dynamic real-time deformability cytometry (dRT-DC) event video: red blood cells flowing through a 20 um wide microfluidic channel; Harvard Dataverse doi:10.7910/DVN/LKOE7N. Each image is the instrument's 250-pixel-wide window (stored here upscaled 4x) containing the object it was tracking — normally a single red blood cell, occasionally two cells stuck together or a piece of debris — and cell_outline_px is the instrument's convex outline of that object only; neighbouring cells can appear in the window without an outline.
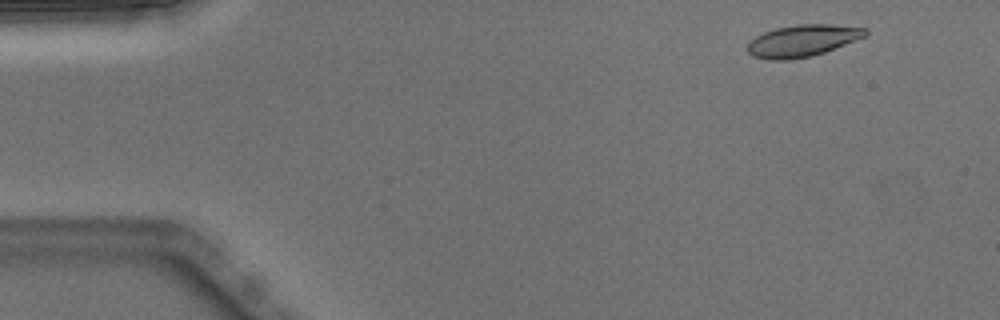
{"species": "Egyptian fruit bat (a non-hibernating species)", "species_latin": "Rousettus aegyptiacus", "temperature_condition": "warm", "stored_images_in_passage": 3, "camera_frame_rate_fps": 3000, "um_per_image_px": 0.085, "animal": {"sex": "male"}, "frame": {"image": 1, "passage_image": 1, "time_ms": 0.0, "image_size_px": [1000, 320], "cell_outline_px": [[868, 36], [824, 52], [812, 56], [788, 60], [768, 60], [752, 56], [744, 48], [748, 40], [764, 32], [776, 28], [796, 24], [832, 24], [868, 28]], "centroid_in_image_um": [68.19, 3.46], "position_along_channel_um": 16.8, "area_um2": 22.31}}
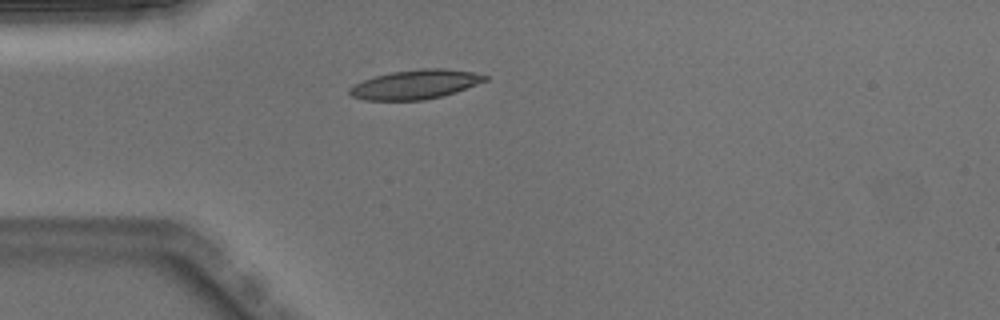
{"frame": {"image": 2, "passage_image": 3, "time_ms": 0.667, "image_size_px": [1000, 320], "cell_outline_px": [[488, 80], [456, 92], [424, 100], [364, 100], [352, 96], [348, 92], [348, 88], [364, 80], [376, 76], [392, 72], [420, 68], [444, 68], [472, 72], [488, 76]], "centroid_in_image_um": [35.32, 7.17], "position_along_channel_um": 49.7, "area_um2": 22.95}}